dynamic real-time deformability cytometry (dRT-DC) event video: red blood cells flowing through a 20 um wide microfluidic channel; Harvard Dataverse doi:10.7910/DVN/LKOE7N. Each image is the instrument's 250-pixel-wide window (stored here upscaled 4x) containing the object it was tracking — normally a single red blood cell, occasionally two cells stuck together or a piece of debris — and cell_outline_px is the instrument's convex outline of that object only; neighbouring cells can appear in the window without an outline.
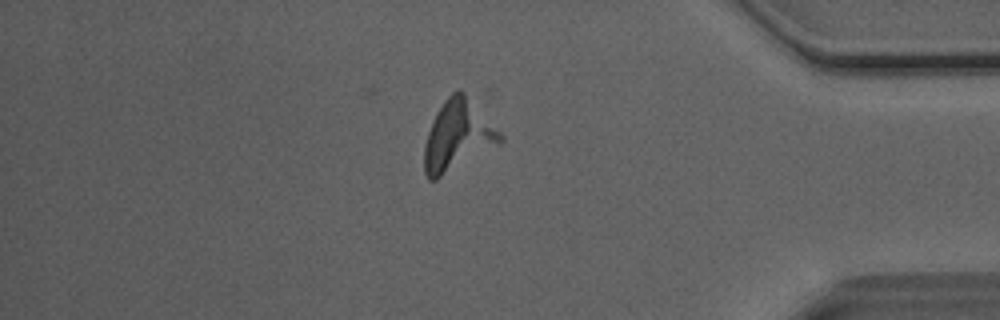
{"species": "Egyptian fruit bat (a non-hibernating species)", "species_latin": "Rousettus aegyptiacus", "temperature_condition": "room temperature", "stored_images_in_passage": 36, "segment_of_instrument_passage": [1, 2], "camera_frame_rate_fps": 3000, "um_per_image_px": 0.085, "animal": {"sex": "male"}, "frame": {"image": 1, "passage_image": 28, "time_ms": 9.0, "image_size_px": [1000, 320], "cell_outline_px": [[504, 140], [436, 180], [428, 180], [424, 172], [424, 144], [432, 120], [436, 112], [444, 100], [452, 92], [464, 92], [504, 136]], "centroid_in_image_um": [38.86, 11.55], "position_along_channel_um": 396.3, "area_um2": 30.52}}
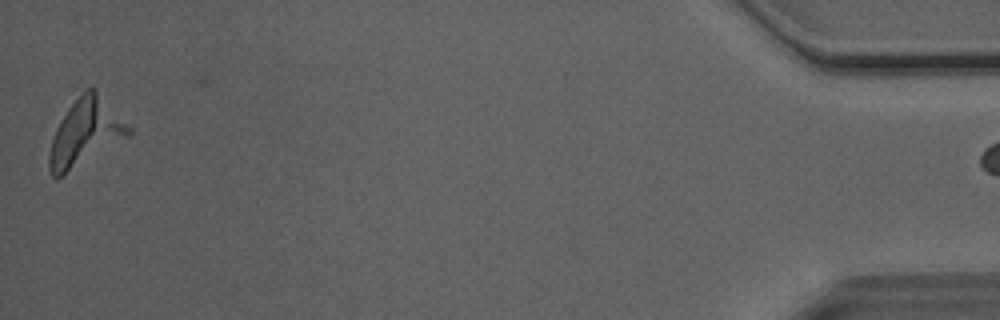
{"frame": {"image": 2, "passage_image": 35, "time_ms": 11.333, "image_size_px": [1000, 320], "cell_outline_px": [[132, 132], [128, 136], [56, 180], [52, 176], [48, 168], [48, 156], [52, 140], [56, 128], [68, 108], [88, 88], [96, 88], [132, 128]], "centroid_in_image_um": [7.25, 11.29], "position_along_channel_um": 428.0, "area_um2": 30.46}}